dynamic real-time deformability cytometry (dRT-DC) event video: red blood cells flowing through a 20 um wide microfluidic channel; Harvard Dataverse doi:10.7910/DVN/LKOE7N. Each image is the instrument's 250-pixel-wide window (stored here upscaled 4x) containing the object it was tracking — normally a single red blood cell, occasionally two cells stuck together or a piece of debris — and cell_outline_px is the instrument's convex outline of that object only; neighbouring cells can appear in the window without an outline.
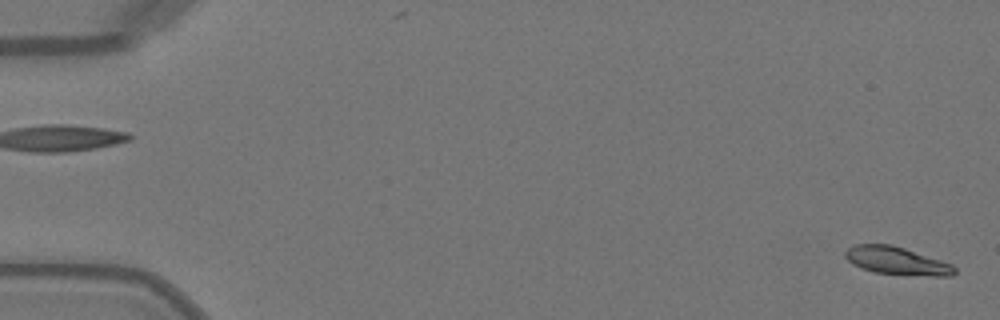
{"species": "Egyptian fruit bat (a non-hibernating species)", "species_latin": "Rousettus aegyptiacus", "temperature_condition": "warm", "stored_images_in_passage": 15, "camera_frame_rate_fps": 3000, "um_per_image_px": 0.085, "animal": {"sex": "female"}, "frame": {"image": 1, "passage_image": 1, "time_ms": 0.0, "image_size_px": [1000, 320], "cell_outline_px": [[956, 272], [952, 276], [932, 276], [876, 272], [860, 268], [852, 264], [844, 256], [844, 252], [848, 248], [856, 244], [892, 244], [952, 264], [956, 268]], "centroid_in_image_um": [76.21, 22.16], "position_along_channel_um": 8.8, "area_um2": 17.57}}
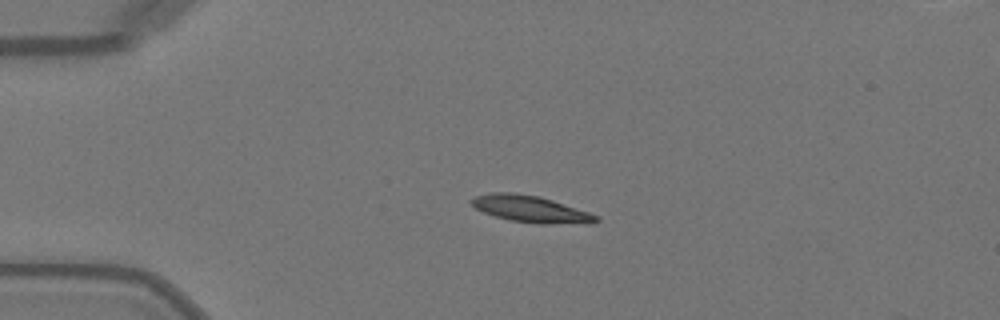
{"frame": {"image": 2, "passage_image": 12, "time_ms": 3.667, "image_size_px": [1000, 320], "cell_outline_px": [[600, 220], [596, 224], [540, 224], [512, 220], [496, 216], [484, 212], [476, 208], [468, 200], [476, 196], [492, 192], [512, 192], [540, 196], [600, 216]], "centroid_in_image_um": [45.17, 17.78], "position_along_channel_um": 39.8, "area_um2": 19.48}}